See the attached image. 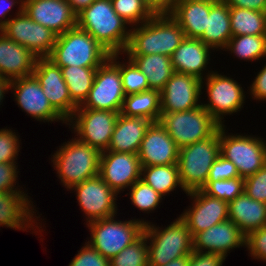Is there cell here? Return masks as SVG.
I'll use <instances>...</instances> for the list:
<instances>
[{"instance_id": "836d02e7", "label": "cell", "mask_w": 266, "mask_h": 266, "mask_svg": "<svg viewBox=\"0 0 266 266\" xmlns=\"http://www.w3.org/2000/svg\"><path fill=\"white\" fill-rule=\"evenodd\" d=\"M232 36L266 35V12L230 7Z\"/></svg>"}, {"instance_id": "7dc6e473", "label": "cell", "mask_w": 266, "mask_h": 266, "mask_svg": "<svg viewBox=\"0 0 266 266\" xmlns=\"http://www.w3.org/2000/svg\"><path fill=\"white\" fill-rule=\"evenodd\" d=\"M225 259L220 254L193 251L188 266H223Z\"/></svg>"}, {"instance_id": "11a10c76", "label": "cell", "mask_w": 266, "mask_h": 266, "mask_svg": "<svg viewBox=\"0 0 266 266\" xmlns=\"http://www.w3.org/2000/svg\"><path fill=\"white\" fill-rule=\"evenodd\" d=\"M189 256L180 257L178 259L172 260L164 266H188Z\"/></svg>"}, {"instance_id": "d6986e66", "label": "cell", "mask_w": 266, "mask_h": 266, "mask_svg": "<svg viewBox=\"0 0 266 266\" xmlns=\"http://www.w3.org/2000/svg\"><path fill=\"white\" fill-rule=\"evenodd\" d=\"M202 80L191 74L174 72L160 91L161 113L187 111L202 105Z\"/></svg>"}, {"instance_id": "277c9868", "label": "cell", "mask_w": 266, "mask_h": 266, "mask_svg": "<svg viewBox=\"0 0 266 266\" xmlns=\"http://www.w3.org/2000/svg\"><path fill=\"white\" fill-rule=\"evenodd\" d=\"M143 234L148 243L149 266H164L193 252V237L179 216L165 228L149 221Z\"/></svg>"}, {"instance_id": "7c38bea8", "label": "cell", "mask_w": 266, "mask_h": 266, "mask_svg": "<svg viewBox=\"0 0 266 266\" xmlns=\"http://www.w3.org/2000/svg\"><path fill=\"white\" fill-rule=\"evenodd\" d=\"M119 112L76 108L67 120L76 138L83 143L98 149L100 152L108 150L110 139L118 119Z\"/></svg>"}, {"instance_id": "44dd1931", "label": "cell", "mask_w": 266, "mask_h": 266, "mask_svg": "<svg viewBox=\"0 0 266 266\" xmlns=\"http://www.w3.org/2000/svg\"><path fill=\"white\" fill-rule=\"evenodd\" d=\"M23 10L34 22L57 36L77 26V15L67 0H24Z\"/></svg>"}, {"instance_id": "d4e9b609", "label": "cell", "mask_w": 266, "mask_h": 266, "mask_svg": "<svg viewBox=\"0 0 266 266\" xmlns=\"http://www.w3.org/2000/svg\"><path fill=\"white\" fill-rule=\"evenodd\" d=\"M38 57L0 31V77L6 80L33 74Z\"/></svg>"}, {"instance_id": "8d00e7d4", "label": "cell", "mask_w": 266, "mask_h": 266, "mask_svg": "<svg viewBox=\"0 0 266 266\" xmlns=\"http://www.w3.org/2000/svg\"><path fill=\"white\" fill-rule=\"evenodd\" d=\"M127 191L129 194L127 193L126 196L129 195L131 204L145 214L152 213L157 207L159 208L164 199L161 194L141 179L136 181Z\"/></svg>"}, {"instance_id": "3957f363", "label": "cell", "mask_w": 266, "mask_h": 266, "mask_svg": "<svg viewBox=\"0 0 266 266\" xmlns=\"http://www.w3.org/2000/svg\"><path fill=\"white\" fill-rule=\"evenodd\" d=\"M101 152L72 136L51 155V163L67 191L99 175Z\"/></svg>"}, {"instance_id": "681fc988", "label": "cell", "mask_w": 266, "mask_h": 266, "mask_svg": "<svg viewBox=\"0 0 266 266\" xmlns=\"http://www.w3.org/2000/svg\"><path fill=\"white\" fill-rule=\"evenodd\" d=\"M229 7L266 12V0H223Z\"/></svg>"}, {"instance_id": "2e32d148", "label": "cell", "mask_w": 266, "mask_h": 266, "mask_svg": "<svg viewBox=\"0 0 266 266\" xmlns=\"http://www.w3.org/2000/svg\"><path fill=\"white\" fill-rule=\"evenodd\" d=\"M191 204L179 217L186 223L192 237L229 219L228 202L207 195L201 189L186 194Z\"/></svg>"}, {"instance_id": "ba28073f", "label": "cell", "mask_w": 266, "mask_h": 266, "mask_svg": "<svg viewBox=\"0 0 266 266\" xmlns=\"http://www.w3.org/2000/svg\"><path fill=\"white\" fill-rule=\"evenodd\" d=\"M226 129L225 124L219 128L220 154L235 164L241 178L255 174L266 164V140L258 135L228 133Z\"/></svg>"}, {"instance_id": "bcb514c9", "label": "cell", "mask_w": 266, "mask_h": 266, "mask_svg": "<svg viewBox=\"0 0 266 266\" xmlns=\"http://www.w3.org/2000/svg\"><path fill=\"white\" fill-rule=\"evenodd\" d=\"M235 177H240L235 164L220 154L210 169L207 181L226 180Z\"/></svg>"}, {"instance_id": "484cf974", "label": "cell", "mask_w": 266, "mask_h": 266, "mask_svg": "<svg viewBox=\"0 0 266 266\" xmlns=\"http://www.w3.org/2000/svg\"><path fill=\"white\" fill-rule=\"evenodd\" d=\"M217 0H175L168 13L187 38L200 39L206 29L211 6Z\"/></svg>"}, {"instance_id": "ac0fdd59", "label": "cell", "mask_w": 266, "mask_h": 266, "mask_svg": "<svg viewBox=\"0 0 266 266\" xmlns=\"http://www.w3.org/2000/svg\"><path fill=\"white\" fill-rule=\"evenodd\" d=\"M99 176L117 194L123 193L141 179L138 154L109 150L101 152Z\"/></svg>"}, {"instance_id": "5bb4252c", "label": "cell", "mask_w": 266, "mask_h": 266, "mask_svg": "<svg viewBox=\"0 0 266 266\" xmlns=\"http://www.w3.org/2000/svg\"><path fill=\"white\" fill-rule=\"evenodd\" d=\"M80 209L86 215V224L118 214V194L98 175L73 186Z\"/></svg>"}, {"instance_id": "816d5d0a", "label": "cell", "mask_w": 266, "mask_h": 266, "mask_svg": "<svg viewBox=\"0 0 266 266\" xmlns=\"http://www.w3.org/2000/svg\"><path fill=\"white\" fill-rule=\"evenodd\" d=\"M150 7L156 12H168L175 0H145Z\"/></svg>"}, {"instance_id": "74e56055", "label": "cell", "mask_w": 266, "mask_h": 266, "mask_svg": "<svg viewBox=\"0 0 266 266\" xmlns=\"http://www.w3.org/2000/svg\"><path fill=\"white\" fill-rule=\"evenodd\" d=\"M110 266H149L146 236L142 234L131 245L112 257Z\"/></svg>"}, {"instance_id": "8fae6325", "label": "cell", "mask_w": 266, "mask_h": 266, "mask_svg": "<svg viewBox=\"0 0 266 266\" xmlns=\"http://www.w3.org/2000/svg\"><path fill=\"white\" fill-rule=\"evenodd\" d=\"M234 79L214 70L202 80V90H206L204 92H207L208 100L207 103L203 102L202 106L220 125H224V117L238 113L244 108L246 92L241 83Z\"/></svg>"}, {"instance_id": "cb8c5ba5", "label": "cell", "mask_w": 266, "mask_h": 266, "mask_svg": "<svg viewBox=\"0 0 266 266\" xmlns=\"http://www.w3.org/2000/svg\"><path fill=\"white\" fill-rule=\"evenodd\" d=\"M211 51L215 52L200 39L185 37L171 56L174 71L191 74L201 80L205 79L213 72L212 69L210 71L207 69L211 61Z\"/></svg>"}, {"instance_id": "7bdbcfd3", "label": "cell", "mask_w": 266, "mask_h": 266, "mask_svg": "<svg viewBox=\"0 0 266 266\" xmlns=\"http://www.w3.org/2000/svg\"><path fill=\"white\" fill-rule=\"evenodd\" d=\"M68 266H110V259L85 242Z\"/></svg>"}, {"instance_id": "f5cc1de1", "label": "cell", "mask_w": 266, "mask_h": 266, "mask_svg": "<svg viewBox=\"0 0 266 266\" xmlns=\"http://www.w3.org/2000/svg\"><path fill=\"white\" fill-rule=\"evenodd\" d=\"M94 1L95 0H67L76 15L88 8Z\"/></svg>"}, {"instance_id": "ab89813d", "label": "cell", "mask_w": 266, "mask_h": 266, "mask_svg": "<svg viewBox=\"0 0 266 266\" xmlns=\"http://www.w3.org/2000/svg\"><path fill=\"white\" fill-rule=\"evenodd\" d=\"M201 190L209 196L229 203L244 192V178L235 177L226 180L206 181Z\"/></svg>"}, {"instance_id": "7a4b0ae2", "label": "cell", "mask_w": 266, "mask_h": 266, "mask_svg": "<svg viewBox=\"0 0 266 266\" xmlns=\"http://www.w3.org/2000/svg\"><path fill=\"white\" fill-rule=\"evenodd\" d=\"M77 26L88 32L110 54L125 52L130 25L114 10L111 0H95L77 15Z\"/></svg>"}, {"instance_id": "b9f144b4", "label": "cell", "mask_w": 266, "mask_h": 266, "mask_svg": "<svg viewBox=\"0 0 266 266\" xmlns=\"http://www.w3.org/2000/svg\"><path fill=\"white\" fill-rule=\"evenodd\" d=\"M244 192L252 199L266 203V164L244 179Z\"/></svg>"}, {"instance_id": "603a6c76", "label": "cell", "mask_w": 266, "mask_h": 266, "mask_svg": "<svg viewBox=\"0 0 266 266\" xmlns=\"http://www.w3.org/2000/svg\"><path fill=\"white\" fill-rule=\"evenodd\" d=\"M246 236L231 220L216 224L193 237V251L216 253L228 257L236 248L245 247Z\"/></svg>"}, {"instance_id": "db71d44e", "label": "cell", "mask_w": 266, "mask_h": 266, "mask_svg": "<svg viewBox=\"0 0 266 266\" xmlns=\"http://www.w3.org/2000/svg\"><path fill=\"white\" fill-rule=\"evenodd\" d=\"M10 81L0 77V105L3 104L5 93L9 92Z\"/></svg>"}, {"instance_id": "f1b7e54d", "label": "cell", "mask_w": 266, "mask_h": 266, "mask_svg": "<svg viewBox=\"0 0 266 266\" xmlns=\"http://www.w3.org/2000/svg\"><path fill=\"white\" fill-rule=\"evenodd\" d=\"M231 37L230 7L223 0H217L210 8L206 29L200 40L213 50L221 51Z\"/></svg>"}, {"instance_id": "e0dca14e", "label": "cell", "mask_w": 266, "mask_h": 266, "mask_svg": "<svg viewBox=\"0 0 266 266\" xmlns=\"http://www.w3.org/2000/svg\"><path fill=\"white\" fill-rule=\"evenodd\" d=\"M27 194L25 191L0 192V226L26 232L28 229L34 230L31 234L38 233L41 237L45 230L37 221H41L42 218L40 219V215L36 216V207Z\"/></svg>"}, {"instance_id": "f546056e", "label": "cell", "mask_w": 266, "mask_h": 266, "mask_svg": "<svg viewBox=\"0 0 266 266\" xmlns=\"http://www.w3.org/2000/svg\"><path fill=\"white\" fill-rule=\"evenodd\" d=\"M125 57H128L146 75L150 89L161 91L175 72L169 56L150 54L125 55Z\"/></svg>"}, {"instance_id": "8992f818", "label": "cell", "mask_w": 266, "mask_h": 266, "mask_svg": "<svg viewBox=\"0 0 266 266\" xmlns=\"http://www.w3.org/2000/svg\"><path fill=\"white\" fill-rule=\"evenodd\" d=\"M115 217L117 218L113 215L86 224L90 231V240L87 243L108 259L136 241L143 234L145 224L149 222L145 218L122 221Z\"/></svg>"}, {"instance_id": "d6a6232c", "label": "cell", "mask_w": 266, "mask_h": 266, "mask_svg": "<svg viewBox=\"0 0 266 266\" xmlns=\"http://www.w3.org/2000/svg\"><path fill=\"white\" fill-rule=\"evenodd\" d=\"M71 99L79 106L88 97L98 67H60Z\"/></svg>"}, {"instance_id": "5b68a950", "label": "cell", "mask_w": 266, "mask_h": 266, "mask_svg": "<svg viewBox=\"0 0 266 266\" xmlns=\"http://www.w3.org/2000/svg\"><path fill=\"white\" fill-rule=\"evenodd\" d=\"M109 56L110 53L88 32L75 26L56 37L47 58L60 67H100Z\"/></svg>"}, {"instance_id": "4fadbf2b", "label": "cell", "mask_w": 266, "mask_h": 266, "mask_svg": "<svg viewBox=\"0 0 266 266\" xmlns=\"http://www.w3.org/2000/svg\"><path fill=\"white\" fill-rule=\"evenodd\" d=\"M16 11L0 31L10 40L28 48L38 58L48 57L57 35L47 27L34 22L25 13L23 6L17 7Z\"/></svg>"}, {"instance_id": "e575fe53", "label": "cell", "mask_w": 266, "mask_h": 266, "mask_svg": "<svg viewBox=\"0 0 266 266\" xmlns=\"http://www.w3.org/2000/svg\"><path fill=\"white\" fill-rule=\"evenodd\" d=\"M223 51H228L233 57L236 56L246 62L264 60L266 59V35L232 36Z\"/></svg>"}, {"instance_id": "9a60e30c", "label": "cell", "mask_w": 266, "mask_h": 266, "mask_svg": "<svg viewBox=\"0 0 266 266\" xmlns=\"http://www.w3.org/2000/svg\"><path fill=\"white\" fill-rule=\"evenodd\" d=\"M9 90L14 95V101L22 111L40 122H61L67 121L51 106L39 81L32 74L10 81Z\"/></svg>"}, {"instance_id": "f6af8a7d", "label": "cell", "mask_w": 266, "mask_h": 266, "mask_svg": "<svg viewBox=\"0 0 266 266\" xmlns=\"http://www.w3.org/2000/svg\"><path fill=\"white\" fill-rule=\"evenodd\" d=\"M18 173V163H0V192L24 191L17 183ZM16 184L18 186H16Z\"/></svg>"}, {"instance_id": "4316f807", "label": "cell", "mask_w": 266, "mask_h": 266, "mask_svg": "<svg viewBox=\"0 0 266 266\" xmlns=\"http://www.w3.org/2000/svg\"><path fill=\"white\" fill-rule=\"evenodd\" d=\"M151 123L152 121L147 118L128 117L119 114L108 150L137 154Z\"/></svg>"}, {"instance_id": "d590c367", "label": "cell", "mask_w": 266, "mask_h": 266, "mask_svg": "<svg viewBox=\"0 0 266 266\" xmlns=\"http://www.w3.org/2000/svg\"><path fill=\"white\" fill-rule=\"evenodd\" d=\"M115 12L130 27L140 25L151 19L156 12L145 0H111Z\"/></svg>"}, {"instance_id": "ee69618b", "label": "cell", "mask_w": 266, "mask_h": 266, "mask_svg": "<svg viewBox=\"0 0 266 266\" xmlns=\"http://www.w3.org/2000/svg\"><path fill=\"white\" fill-rule=\"evenodd\" d=\"M245 248L251 258L266 262V225L246 236Z\"/></svg>"}, {"instance_id": "ffe728a7", "label": "cell", "mask_w": 266, "mask_h": 266, "mask_svg": "<svg viewBox=\"0 0 266 266\" xmlns=\"http://www.w3.org/2000/svg\"><path fill=\"white\" fill-rule=\"evenodd\" d=\"M33 75L39 81L51 106L67 121L78 105L70 97L60 66L47 57L38 58Z\"/></svg>"}, {"instance_id": "f35d334b", "label": "cell", "mask_w": 266, "mask_h": 266, "mask_svg": "<svg viewBox=\"0 0 266 266\" xmlns=\"http://www.w3.org/2000/svg\"><path fill=\"white\" fill-rule=\"evenodd\" d=\"M120 61V74L125 96L149 90L146 75L128 58ZM127 60V61H126Z\"/></svg>"}, {"instance_id": "83f0119b", "label": "cell", "mask_w": 266, "mask_h": 266, "mask_svg": "<svg viewBox=\"0 0 266 266\" xmlns=\"http://www.w3.org/2000/svg\"><path fill=\"white\" fill-rule=\"evenodd\" d=\"M229 220L247 236L266 225V203L257 201L245 192L228 203Z\"/></svg>"}, {"instance_id": "52a82bcc", "label": "cell", "mask_w": 266, "mask_h": 266, "mask_svg": "<svg viewBox=\"0 0 266 266\" xmlns=\"http://www.w3.org/2000/svg\"><path fill=\"white\" fill-rule=\"evenodd\" d=\"M220 155L219 130L209 138L179 148L178 171L187 192L201 189Z\"/></svg>"}, {"instance_id": "60d3db41", "label": "cell", "mask_w": 266, "mask_h": 266, "mask_svg": "<svg viewBox=\"0 0 266 266\" xmlns=\"http://www.w3.org/2000/svg\"><path fill=\"white\" fill-rule=\"evenodd\" d=\"M20 136L7 127L0 129V163H17L20 152Z\"/></svg>"}, {"instance_id": "9c48e42d", "label": "cell", "mask_w": 266, "mask_h": 266, "mask_svg": "<svg viewBox=\"0 0 266 266\" xmlns=\"http://www.w3.org/2000/svg\"><path fill=\"white\" fill-rule=\"evenodd\" d=\"M159 122L178 148L209 138L221 126L202 105L187 111L161 113Z\"/></svg>"}, {"instance_id": "c3c4849f", "label": "cell", "mask_w": 266, "mask_h": 266, "mask_svg": "<svg viewBox=\"0 0 266 266\" xmlns=\"http://www.w3.org/2000/svg\"><path fill=\"white\" fill-rule=\"evenodd\" d=\"M249 88V94L253 100L266 101V64L260 69L258 74L254 77Z\"/></svg>"}, {"instance_id": "30bf717a", "label": "cell", "mask_w": 266, "mask_h": 266, "mask_svg": "<svg viewBox=\"0 0 266 266\" xmlns=\"http://www.w3.org/2000/svg\"><path fill=\"white\" fill-rule=\"evenodd\" d=\"M121 54H110L97 68L88 97L80 105L82 108L121 112L125 94L120 74Z\"/></svg>"}, {"instance_id": "4dcf8cb0", "label": "cell", "mask_w": 266, "mask_h": 266, "mask_svg": "<svg viewBox=\"0 0 266 266\" xmlns=\"http://www.w3.org/2000/svg\"><path fill=\"white\" fill-rule=\"evenodd\" d=\"M120 114L159 122L161 116L160 91L149 89L125 96Z\"/></svg>"}, {"instance_id": "f907efd6", "label": "cell", "mask_w": 266, "mask_h": 266, "mask_svg": "<svg viewBox=\"0 0 266 266\" xmlns=\"http://www.w3.org/2000/svg\"><path fill=\"white\" fill-rule=\"evenodd\" d=\"M16 4H19L18 6H23L24 0H0V30L6 25L7 21L13 17L10 11L12 12L13 7L17 6Z\"/></svg>"}, {"instance_id": "1f68e13d", "label": "cell", "mask_w": 266, "mask_h": 266, "mask_svg": "<svg viewBox=\"0 0 266 266\" xmlns=\"http://www.w3.org/2000/svg\"><path fill=\"white\" fill-rule=\"evenodd\" d=\"M141 180L164 198L178 187L181 188L185 194L188 193L182 186L177 164L142 166Z\"/></svg>"}, {"instance_id": "6da1fadb", "label": "cell", "mask_w": 266, "mask_h": 266, "mask_svg": "<svg viewBox=\"0 0 266 266\" xmlns=\"http://www.w3.org/2000/svg\"><path fill=\"white\" fill-rule=\"evenodd\" d=\"M130 28L124 55L161 54L171 57L186 37L168 12L156 13L147 22Z\"/></svg>"}, {"instance_id": "7402d4cb", "label": "cell", "mask_w": 266, "mask_h": 266, "mask_svg": "<svg viewBox=\"0 0 266 266\" xmlns=\"http://www.w3.org/2000/svg\"><path fill=\"white\" fill-rule=\"evenodd\" d=\"M142 166L177 164L179 148L160 122H152L138 150Z\"/></svg>"}]
</instances>
